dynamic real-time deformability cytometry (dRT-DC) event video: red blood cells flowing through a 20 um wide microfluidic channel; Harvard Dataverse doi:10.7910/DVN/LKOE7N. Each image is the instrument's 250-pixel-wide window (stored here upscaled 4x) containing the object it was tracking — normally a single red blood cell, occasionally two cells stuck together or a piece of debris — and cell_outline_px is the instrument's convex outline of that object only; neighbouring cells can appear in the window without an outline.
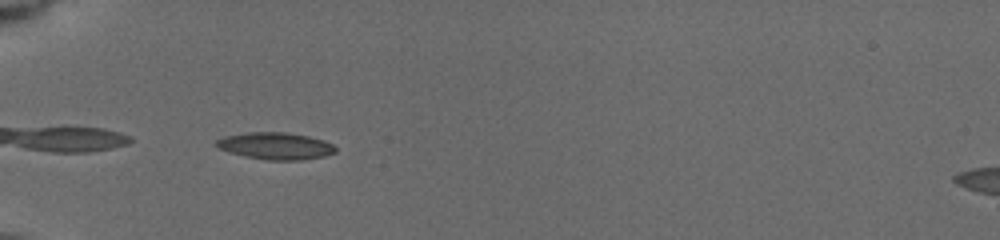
{"species": "common noctule bat (a hibernating species)", "species_latin": "Nyctalus noctula", "temperature_condition": "cold", "stored_images_in_passage": 11, "camera_frame_rate_fps": 3000, "um_per_image_px": 0.085, "animal": {"sex": "female", "body_mass_g": 19.5, "forearm_length_mm": 54.1}, "frame": {"image": 1, "passage_image": 1, "time_ms": 0.0, "image_size_px": [1000, 240], "cell_outline_px": [[336, 152], [324, 156], [300, 160], [268, 160], [244, 156], [228, 152], [220, 148], [216, 144], [216, 140], [224, 136], [248, 132], [284, 132], [308, 136], [324, 140], [332, 144], [336, 148]], "centroid_in_image_um": [23.43, 12.4], "position_along_channel_um": 61.6, "area_um2": 18.67}}
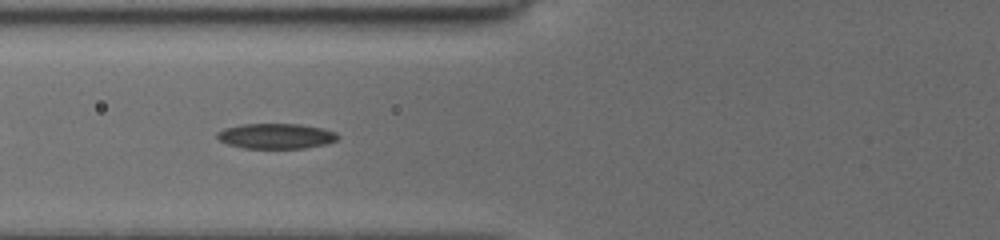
{"frame": {"image": 2, "passage_image": 5, "time_ms": 1.333, "image_size_px": [1000, 240], "cell_outline_px": [[340, 136], [336, 140], [328, 144], [304, 148], [244, 148], [228, 144], [220, 140], [216, 136], [216, 132], [224, 128], [240, 124], [300, 124], [324, 128], [336, 132]], "centroid_in_image_um": [23.48, 11.56], "position_along_channel_um": 102.3, "area_um2": 17.92}}
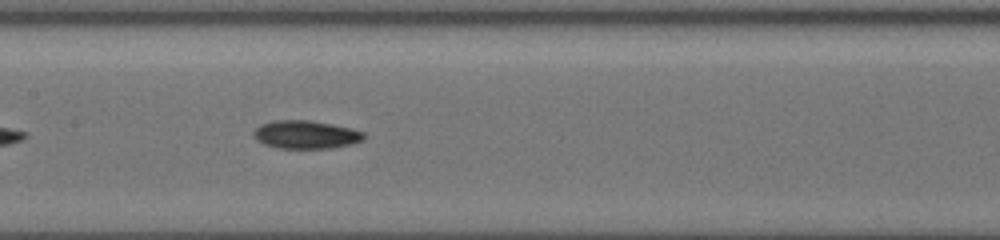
{"frame": {"image": 3, "passage_image": 11, "time_ms": 3.333, "image_size_px": [1000, 240], "cell_outline_px": [[364, 140], [352, 144], [332, 148], [276, 148], [264, 144], [256, 140], [252, 136], [252, 132], [260, 124], [276, 120], [308, 120], [332, 124], [352, 128], [364, 132]], "centroid_in_image_um": [25.98, 11.44], "position_along_channel_um": 181.4, "area_um2": 18.26}}